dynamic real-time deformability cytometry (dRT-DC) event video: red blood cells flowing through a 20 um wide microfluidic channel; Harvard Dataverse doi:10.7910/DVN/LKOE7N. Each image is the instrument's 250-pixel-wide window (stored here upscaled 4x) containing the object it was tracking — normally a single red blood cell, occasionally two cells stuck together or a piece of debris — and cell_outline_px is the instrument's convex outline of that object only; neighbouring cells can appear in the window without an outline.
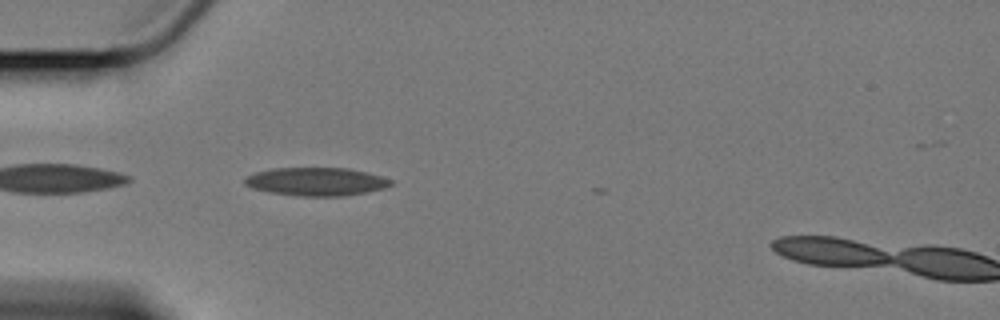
{"species": "Egyptian fruit bat (a non-hibernating species)", "species_latin": "Rousettus aegyptiacus", "temperature_condition": "cold", "stored_images_in_passage": 38, "camera_frame_rate_fps": 3000, "um_per_image_px": 0.085, "animal": {"sex": "female"}, "frame": {"image": 1, "passage_image": 2, "time_ms": 0.333, "image_size_px": [1000, 320], "cell_outline_px": [[396, 184], [384, 188], [368, 192], [340, 196], [300, 196], [268, 192], [252, 188], [244, 184], [244, 180], [248, 176], [256, 172], [272, 168], [348, 168], [368, 172], [392, 180]], "centroid_in_image_um": [26.91, 15.44], "position_along_channel_um": 58.1, "area_um2": 24.1}}
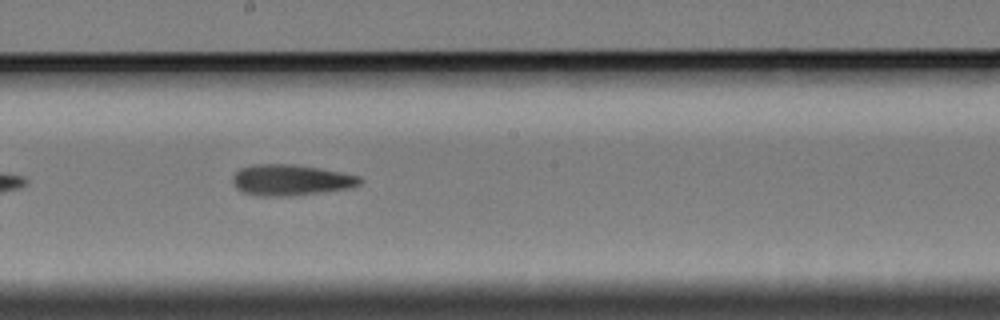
{"frame": {"image": 2, "passage_image": 17, "time_ms": 5.333, "image_size_px": [1000, 320], "cell_outline_px": [[364, 180], [360, 184], [348, 188], [320, 192], [288, 196], [256, 196], [244, 192], [236, 188], [232, 184], [232, 176], [240, 168], [252, 164], [292, 164], [320, 168], [360, 176]], "centroid_in_image_um": [24.68, 15.3], "position_along_channel_um": 223.5, "area_um2": 23.0}}
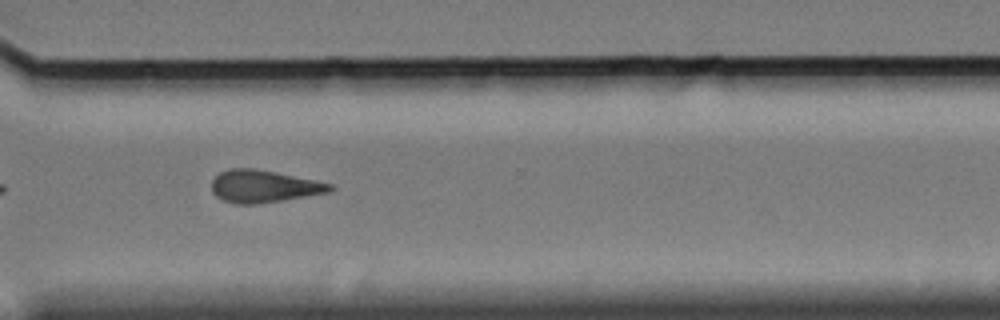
{"frame": {"image": 3, "passage_image": 28, "time_ms": 9.0, "image_size_px": [1000, 320], "cell_outline_px": [[336, 188], [332, 192], [260, 204], [236, 204], [224, 200], [216, 196], [212, 192], [212, 180], [220, 172], [228, 168], [256, 168], [332, 184]], "centroid_in_image_um": [22.43, 15.84], "position_along_channel_um": 348.2, "area_um2": 22.43}, "authors_computed_cell_mechanics": {"area_um2": 22.3975, "velocity_mm_per_s": 3.4043, "shape_relaxation_time_tau1_ms": null, "shape_relaxation_time_tau2_ms": 10.1197, "deformation_change_tau1": null, "deformation_change_tau2": 0.2294}}